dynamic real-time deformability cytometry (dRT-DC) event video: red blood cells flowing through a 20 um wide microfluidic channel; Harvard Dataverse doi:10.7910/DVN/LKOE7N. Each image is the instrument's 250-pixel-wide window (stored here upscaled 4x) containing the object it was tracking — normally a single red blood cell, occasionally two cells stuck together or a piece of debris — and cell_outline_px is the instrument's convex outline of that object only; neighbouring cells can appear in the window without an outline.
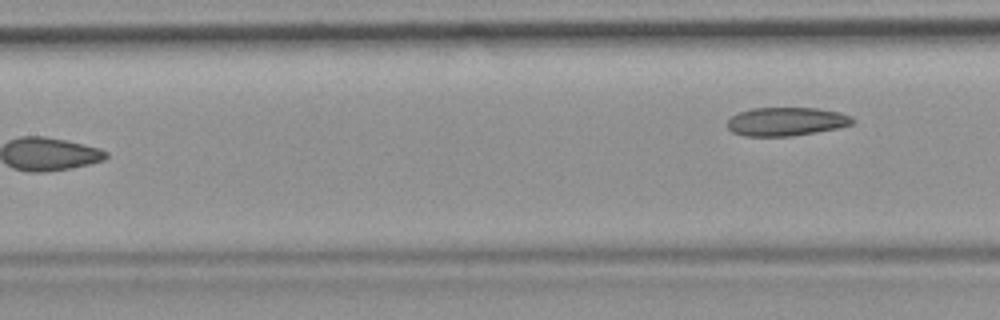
{"species": "common noctule bat (a hibernating species)", "species_latin": "Nyctalus noctula", "temperature_condition": "room temperature", "stored_images_in_passage": 8, "camera_frame_rate_fps": 3000, "um_per_image_px": 0.085, "animal": {"sex": "female", "body_mass_g": 19.9}, "frame": {"image": 1, "passage_image": 8, "time_ms": 2.333, "image_size_px": [1000, 320], "cell_outline_px": [[856, 120], [852, 124], [836, 128], [816, 132], [792, 136], [744, 136], [732, 132], [728, 128], [728, 120], [732, 116], [740, 112], [752, 108], [816, 108], [840, 112], [852, 116]], "centroid_in_image_um": [66.85, 10.33], "position_along_channel_um": 140.6, "area_um2": 20.81}}